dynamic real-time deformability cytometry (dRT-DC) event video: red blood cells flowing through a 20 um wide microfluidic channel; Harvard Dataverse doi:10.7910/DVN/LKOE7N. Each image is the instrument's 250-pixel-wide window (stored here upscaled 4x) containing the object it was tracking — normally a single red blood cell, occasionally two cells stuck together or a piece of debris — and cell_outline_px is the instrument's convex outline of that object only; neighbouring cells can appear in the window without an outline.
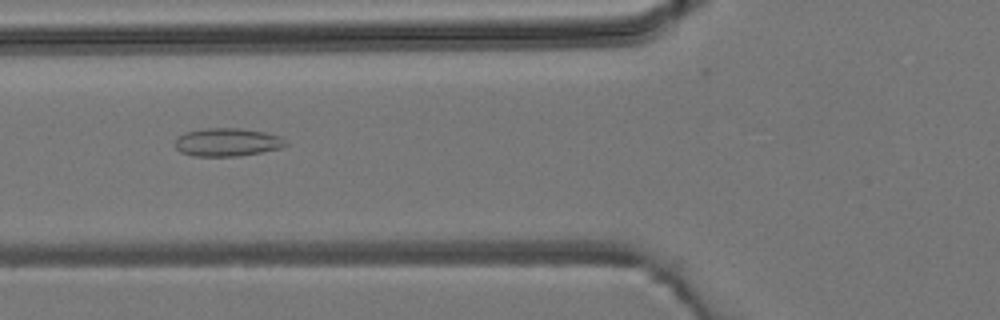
{"species": "common noctule bat (a hibernating species)", "species_latin": "Nyctalus noctula", "temperature_condition": "room temperature", "stored_images_in_passage": 3, "camera_frame_rate_fps": 3000, "um_per_image_px": 0.085, "animal": {"sex": "male", "body_mass_g": 19.2, "forearm_length_mm": 51.8}, "frame": {"image": 1, "passage_image": 3, "time_ms": 2.333, "image_size_px": [1000, 320], "cell_outline_px": [[288, 144], [280, 148], [240, 156], [192, 156], [180, 152], [176, 148], [176, 140], [184, 132], [204, 128], [240, 128], [264, 132], [280, 136]], "centroid_in_image_um": [19.3, 12.08], "position_along_channel_um": 106.5, "area_um2": 18.09}}